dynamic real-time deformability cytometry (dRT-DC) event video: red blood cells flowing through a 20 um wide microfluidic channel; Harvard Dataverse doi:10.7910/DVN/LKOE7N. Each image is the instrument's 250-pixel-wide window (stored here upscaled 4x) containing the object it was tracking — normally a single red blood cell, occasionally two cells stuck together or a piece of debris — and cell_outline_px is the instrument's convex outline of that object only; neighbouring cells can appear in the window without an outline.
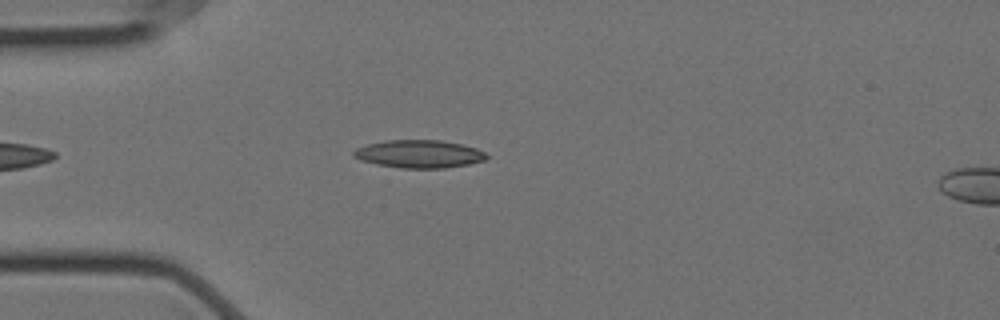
{"species": "Egyptian fruit bat (a non-hibernating species)", "species_latin": "Rousettus aegyptiacus", "temperature_condition": "cold", "stored_images_in_passage": 49, "camera_frame_rate_fps": 3000, "um_per_image_px": 0.085, "animal": {"sex": "female"}, "frame": {"image": 1, "passage_image": 7, "time_ms": 2.0, "image_size_px": [1000, 320], "cell_outline_px": [[488, 156], [484, 160], [468, 164], [444, 168], [400, 168], [376, 164], [360, 160], [352, 156], [352, 152], [356, 148], [368, 144], [384, 140], [440, 140], [460, 144], [476, 148], [484, 152]], "centroid_in_image_um": [35.58, 13.08], "position_along_channel_um": 49.4, "area_um2": 21.56}}
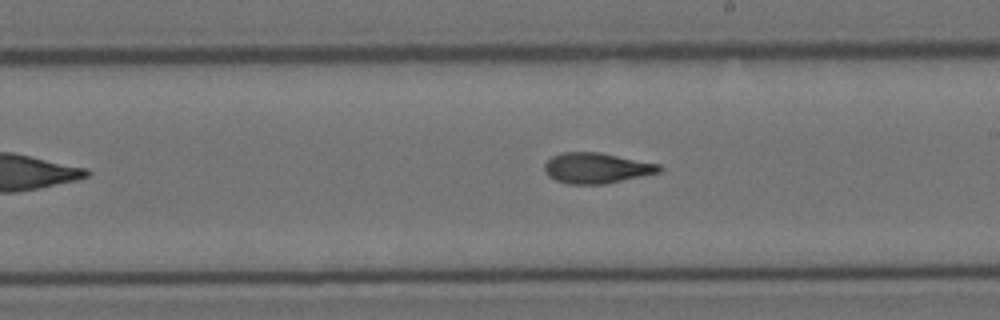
{"frame": {"image": 2, "passage_image": 24, "time_ms": 7.667, "image_size_px": [1000, 320], "cell_outline_px": [[664, 168], [660, 172], [604, 184], [568, 184], [556, 180], [548, 176], [544, 172], [544, 164], [552, 156], [560, 152], [600, 152], [660, 164]], "centroid_in_image_um": [50.69, 14.28], "position_along_channel_um": 238.3, "area_um2": 20.52}}
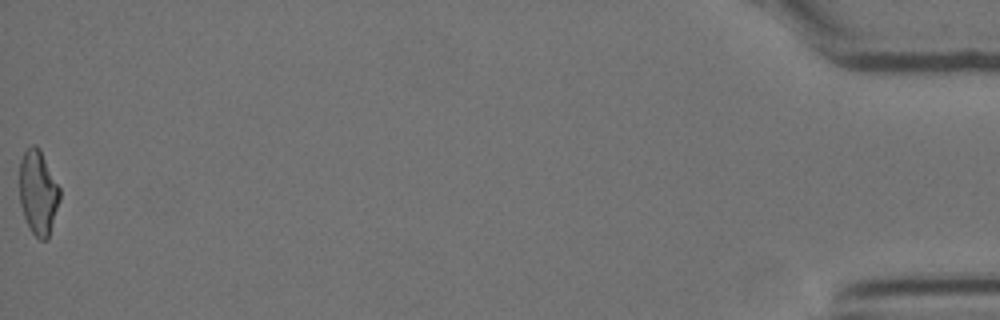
{"frame": {"image": 3, "passage_image": 49, "time_ms": 16.0, "image_size_px": [1000, 320], "cell_outline_px": [[60, 200], [48, 240], [40, 240], [32, 232], [24, 216], [20, 204], [20, 160], [24, 152], [32, 144], [36, 144], [40, 148], [60, 188]], "centroid_in_image_um": [3.26, 16.35], "position_along_channel_um": 431.9, "area_um2": 19.88}, "authors_computed_cell_mechanics": {"area_um2": 20.3456, "velocity_mm_per_s": 3.5377, "shape_relaxation_time_tau1_ms": 8.5493, "shape_relaxation_time_tau2_ms": 3.1243, "deformation_change_tau1": 0.2262, "deformation_change_tau2": 0.1177}}